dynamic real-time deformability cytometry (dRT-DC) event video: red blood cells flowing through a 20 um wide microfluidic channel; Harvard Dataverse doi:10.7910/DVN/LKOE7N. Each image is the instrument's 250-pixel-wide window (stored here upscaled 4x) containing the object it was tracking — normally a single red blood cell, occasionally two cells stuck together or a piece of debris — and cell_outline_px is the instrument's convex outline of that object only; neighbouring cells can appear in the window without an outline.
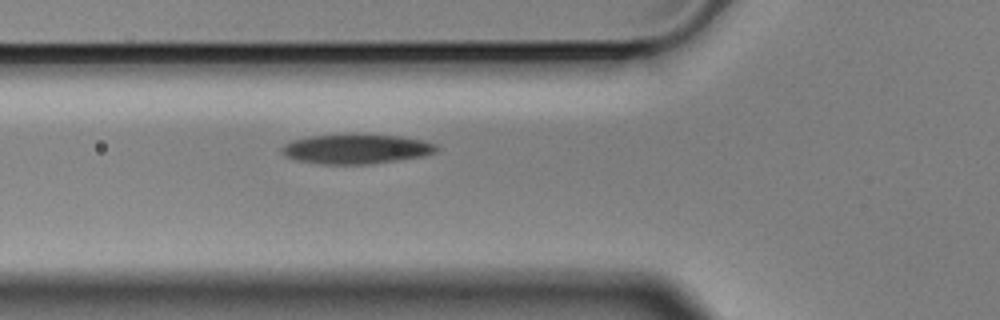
{"species": "Egyptian fruit bat (a non-hibernating species)", "species_latin": "Rousettus aegyptiacus", "temperature_condition": "cold", "stored_images_in_passage": 3, "camera_frame_rate_fps": 3000, "um_per_image_px": 0.085, "animal": {"sex": "male"}, "frame": {"image": 1, "passage_image": 3, "time_ms": 0.667, "image_size_px": [1000, 320], "cell_outline_px": [[440, 148], [436, 152], [424, 156], [368, 164], [320, 164], [296, 160], [284, 156], [280, 152], [280, 148], [284, 144], [292, 140], [312, 136], [400, 136], [424, 140], [436, 144]], "centroid_in_image_um": [30.27, 12.69], "position_along_channel_um": 95.5, "area_um2": 26.24}}